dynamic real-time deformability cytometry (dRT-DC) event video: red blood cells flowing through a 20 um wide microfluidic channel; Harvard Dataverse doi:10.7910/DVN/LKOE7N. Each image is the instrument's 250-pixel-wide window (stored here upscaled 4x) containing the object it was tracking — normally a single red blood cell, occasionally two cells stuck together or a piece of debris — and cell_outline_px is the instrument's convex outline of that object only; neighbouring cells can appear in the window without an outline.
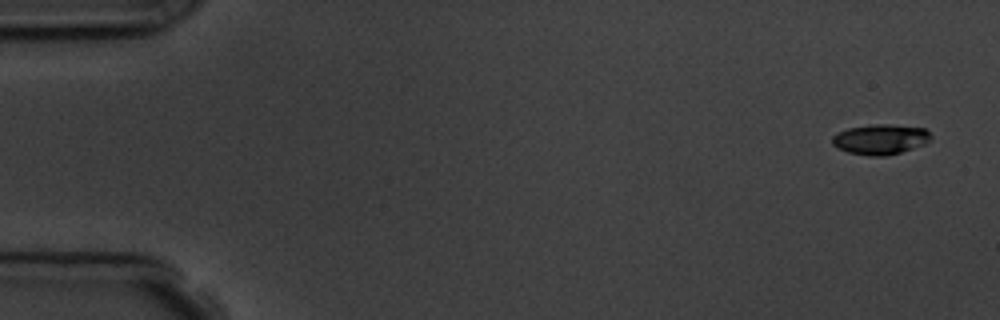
{"species": "common noctule bat (a hibernating species)", "species_latin": "Nyctalus noctula", "temperature_condition": "room temperature", "stored_images_in_passage": 5, "camera_frame_rate_fps": 3000, "um_per_image_px": 0.085, "animal": {"sex": "male", "body_mass_g": 19.5, "forearm_length_mm": 54.6}, "frame": {"image": 1, "passage_image": 1, "time_ms": 0.0, "image_size_px": [1000, 320], "cell_outline_px": [[932, 136], [924, 144], [888, 156], [868, 156], [848, 152], [832, 144], [832, 136], [848, 128], [876, 124], [888, 124], [924, 128]], "centroid_in_image_um": [74.83, 11.84], "position_along_channel_um": 10.2, "area_um2": 17.11}}
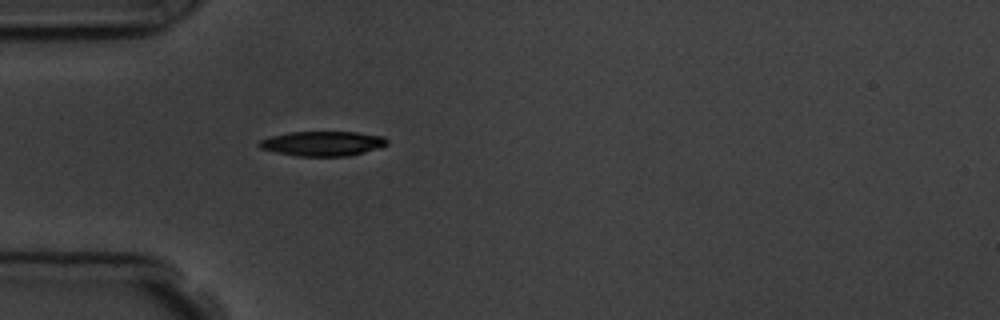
{"frame": {"image": 2, "passage_image": 5, "time_ms": 4.667, "image_size_px": [1000, 320], "cell_outline_px": [[388, 144], [380, 148], [348, 156], [296, 156], [276, 152], [260, 148], [256, 144], [260, 140], [272, 136], [288, 132], [356, 132], [384, 136], [388, 140]], "centroid_in_image_um": [27.43, 12.2], "position_along_channel_um": 57.6, "area_um2": 18.5}}